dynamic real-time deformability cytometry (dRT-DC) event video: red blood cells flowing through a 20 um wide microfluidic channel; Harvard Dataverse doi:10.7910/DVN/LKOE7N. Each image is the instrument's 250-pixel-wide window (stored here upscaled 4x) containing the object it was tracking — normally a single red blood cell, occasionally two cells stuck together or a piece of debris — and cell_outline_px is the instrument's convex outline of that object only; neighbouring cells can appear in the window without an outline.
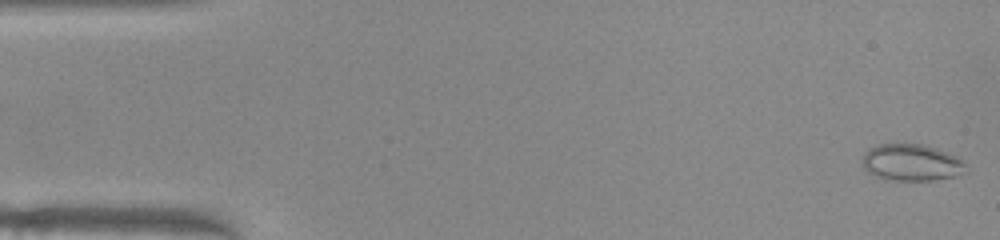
{"species": "common noctule bat (a hibernating species)", "species_latin": "Nyctalus noctula", "temperature_condition": "warm", "stored_images_in_passage": 50, "camera_frame_rate_fps": 3000, "um_per_image_px": 0.085, "animal": {"sex": "female", "body_mass_g": 22.0, "forearm_length_mm": 56.7}, "frame": {"image": 1, "passage_image": 1, "time_ms": 0.0, "image_size_px": [1000, 240], "cell_outline_px": [[968, 172], [952, 176], [932, 180], [888, 180], [876, 176], [868, 172], [864, 168], [864, 152], [868, 148], [876, 144], [920, 144], [936, 148], [956, 156], [964, 160]], "centroid_in_image_um": [77.49, 13.81], "position_along_channel_um": 7.5, "area_um2": 22.14}}
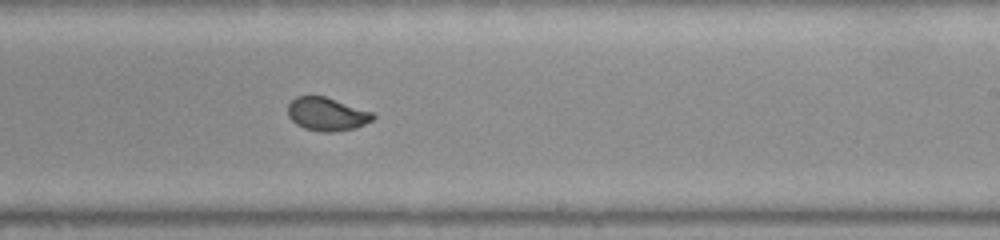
{"frame": {"image": 2, "passage_image": 30, "time_ms": 9.667, "image_size_px": [1000, 240], "cell_outline_px": [[376, 116], [372, 120], [356, 128], [332, 132], [320, 132], [304, 128], [296, 124], [288, 116], [288, 104], [296, 96], [324, 96], [372, 112]], "centroid_in_image_um": [27.77, 9.71], "position_along_channel_um": 261.2, "area_um2": 16.42}}
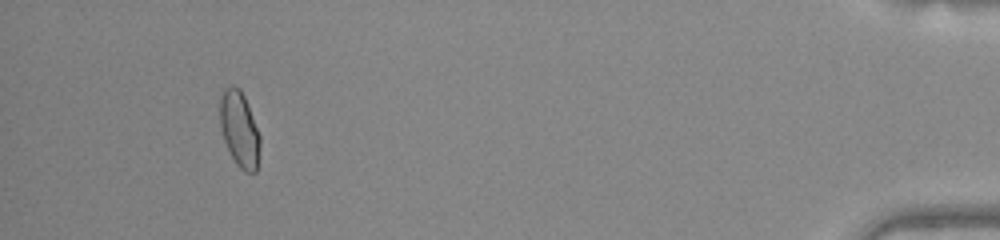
{"frame": {"image": 3, "passage_image": 47, "time_ms": 15.333, "image_size_px": [1000, 240], "cell_outline_px": [[260, 144], [256, 172], [244, 172], [236, 164], [224, 140], [220, 128], [220, 96], [224, 88], [232, 84], [240, 88], [244, 96], [260, 136]], "centroid_in_image_um": [20.34, 10.96], "position_along_channel_um": 414.9, "area_um2": 17.57}, "authors_computed_cell_mechanics": {"area_um2": 17.2533, "velocity_mm_per_s": 4.009, "shape_relaxation_time_tau1_ms": 8.4782, "shape_relaxation_time_tau2_ms": null, "deformation_change_tau1": 0.2102, "deformation_change_tau2": null}}